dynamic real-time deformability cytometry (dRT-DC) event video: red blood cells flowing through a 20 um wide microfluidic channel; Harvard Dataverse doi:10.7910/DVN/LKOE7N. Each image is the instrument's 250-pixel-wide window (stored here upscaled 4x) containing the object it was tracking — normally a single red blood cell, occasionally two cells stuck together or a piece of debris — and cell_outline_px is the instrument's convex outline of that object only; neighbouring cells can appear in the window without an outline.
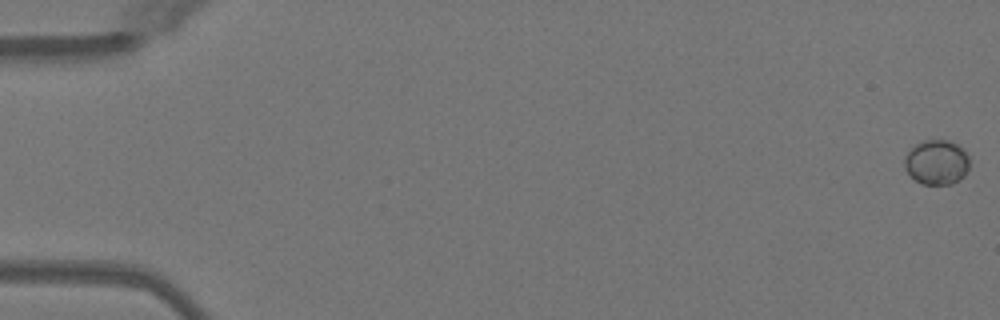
{"species": "Egyptian fruit bat (a non-hibernating species)", "species_latin": "Rousettus aegyptiacus", "temperature_condition": "warm", "stored_images_in_passage": 51, "camera_frame_rate_fps": 3000, "um_per_image_px": 0.085, "animal": {"sex": "female"}, "frame": {"image": 1, "passage_image": 1, "time_ms": 0.0, "image_size_px": [1000, 320], "cell_outline_px": [[968, 168], [964, 176], [960, 180], [952, 184], [920, 184], [904, 168], [904, 156], [916, 144], [924, 140], [948, 140], [964, 148], [968, 156]], "centroid_in_image_um": [79.62, 13.79], "position_along_channel_um": 5.4, "area_um2": 16.99}}
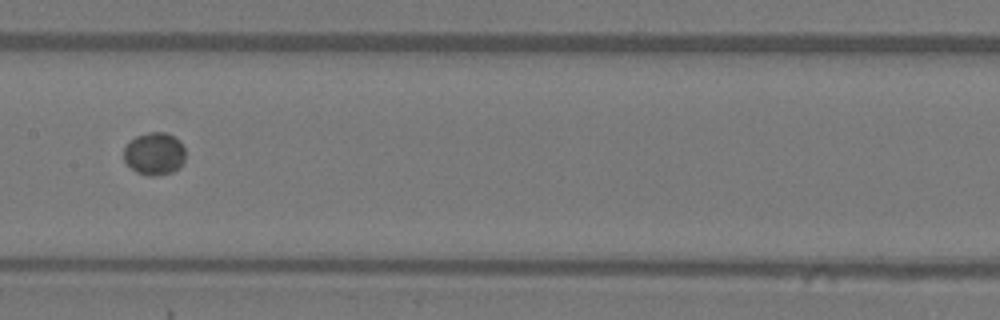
{"frame": {"image": 2, "passage_image": 27, "time_ms": 8.667, "image_size_px": [1000, 320], "cell_outline_px": [[184, 160], [180, 168], [172, 172], [152, 176], [148, 176], [136, 172], [124, 160], [124, 148], [136, 136], [148, 132], [164, 132], [176, 136], [180, 140], [184, 148]], "centroid_in_image_um": [13.15, 13.06], "position_along_channel_um": 194.3, "area_um2": 15.32}}
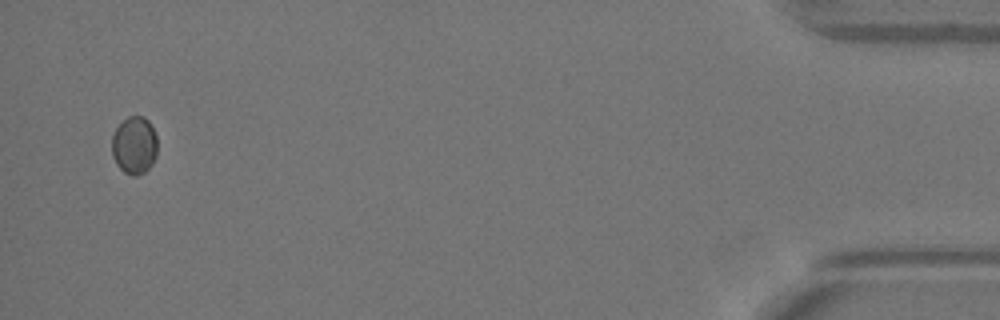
{"frame": {"image": 3, "passage_image": 50, "time_ms": 16.333, "image_size_px": [1000, 320], "cell_outline_px": [[156, 156], [152, 164], [144, 172], [136, 176], [132, 176], [124, 172], [116, 164], [112, 156], [112, 136], [116, 128], [128, 116], [144, 116], [152, 124], [156, 136]], "centroid_in_image_um": [11.42, 12.35], "position_along_channel_um": 423.8, "area_um2": 15.37}}